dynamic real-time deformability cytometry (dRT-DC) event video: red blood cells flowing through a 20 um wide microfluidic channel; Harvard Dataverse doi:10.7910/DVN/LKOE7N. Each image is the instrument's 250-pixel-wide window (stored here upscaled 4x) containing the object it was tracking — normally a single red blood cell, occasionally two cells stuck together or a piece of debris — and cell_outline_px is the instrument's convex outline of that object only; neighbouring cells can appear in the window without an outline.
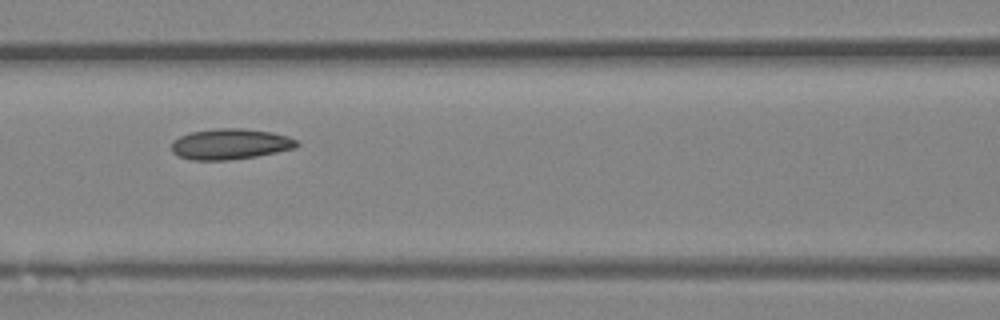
{"species": "Egyptian fruit bat (a non-hibernating species)", "species_latin": "Rousettus aegyptiacus", "temperature_condition": "room temperature", "stored_images_in_passage": 6, "camera_frame_rate_fps": 3000, "um_per_image_px": 0.085, "animal": {"sex": "female"}, "frame": {"image": 1, "passage_image": 6, "time_ms": 5.667, "image_size_px": [1000, 320], "cell_outline_px": [[300, 144], [296, 148], [256, 156], [228, 160], [192, 160], [176, 156], [172, 152], [172, 140], [180, 136], [192, 132], [216, 128], [244, 128], [272, 132], [288, 136], [296, 140]], "centroid_in_image_um": [19.56, 12.24], "position_along_channel_um": 147.0, "area_um2": 22.54}}